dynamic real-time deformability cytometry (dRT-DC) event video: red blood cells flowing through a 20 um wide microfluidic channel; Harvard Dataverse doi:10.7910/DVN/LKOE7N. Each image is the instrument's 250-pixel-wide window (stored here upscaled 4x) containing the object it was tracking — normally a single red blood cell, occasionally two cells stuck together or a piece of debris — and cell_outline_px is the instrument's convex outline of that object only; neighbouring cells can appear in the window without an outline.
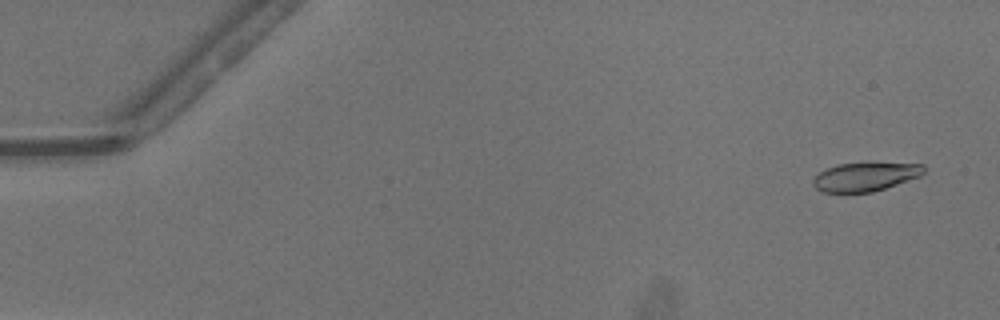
{"species": "common noctule bat (a hibernating species)", "species_latin": "Nyctalus noctula", "temperature_condition": "warm", "stored_images_in_passage": 52, "camera_frame_rate_fps": 3000, "um_per_image_px": 0.085, "animal": {"sex": "male", "body_mass_g": 13.3}, "frame": {"image": 1, "passage_image": 3, "time_ms": 0.667, "image_size_px": [1000, 320], "cell_outline_px": [[924, 172], [920, 176], [872, 192], [824, 192], [816, 188], [812, 184], [812, 180], [820, 172], [836, 164], [924, 164]], "centroid_in_image_um": [73.51, 15.04], "position_along_channel_um": 11.5, "area_um2": 17.92}}
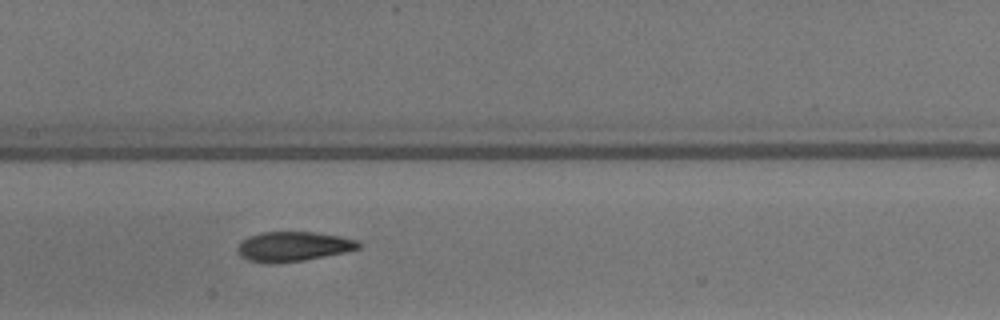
{"frame": {"image": 2, "passage_image": 26, "time_ms": 8.333, "image_size_px": [1000, 320], "cell_outline_px": [[360, 248], [344, 252], [304, 260], [272, 264], [268, 264], [248, 260], [240, 256], [236, 248], [240, 240], [248, 236], [264, 232], [312, 232], [340, 236], [356, 240], [360, 244]], "centroid_in_image_um": [24.86, 20.95], "position_along_channel_um": 182.5, "area_um2": 20.98}}
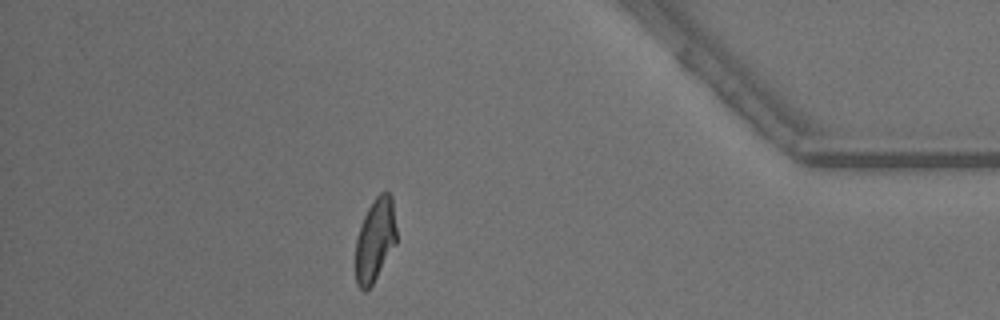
{"frame": {"image": 3, "passage_image": 45, "time_ms": 14.667, "image_size_px": [1000, 320], "cell_outline_px": [[396, 244], [372, 284], [364, 292], [356, 284], [356, 240], [364, 216], [372, 200], [380, 192], [388, 192], [392, 196], [396, 228]], "centroid_in_image_um": [31.89, 20.37], "position_along_channel_um": 403.3, "area_um2": 19.71}, "authors_computed_cell_mechanics": {"area_um2": 20.4901, "velocity_mm_per_s": 4.1487, "shape_relaxation_time_tau1_ms": 3.447, "shape_relaxation_time_tau2_ms": 2.0214, "deformation_change_tau1": 0.1695, "deformation_change_tau2": 0.0955}}